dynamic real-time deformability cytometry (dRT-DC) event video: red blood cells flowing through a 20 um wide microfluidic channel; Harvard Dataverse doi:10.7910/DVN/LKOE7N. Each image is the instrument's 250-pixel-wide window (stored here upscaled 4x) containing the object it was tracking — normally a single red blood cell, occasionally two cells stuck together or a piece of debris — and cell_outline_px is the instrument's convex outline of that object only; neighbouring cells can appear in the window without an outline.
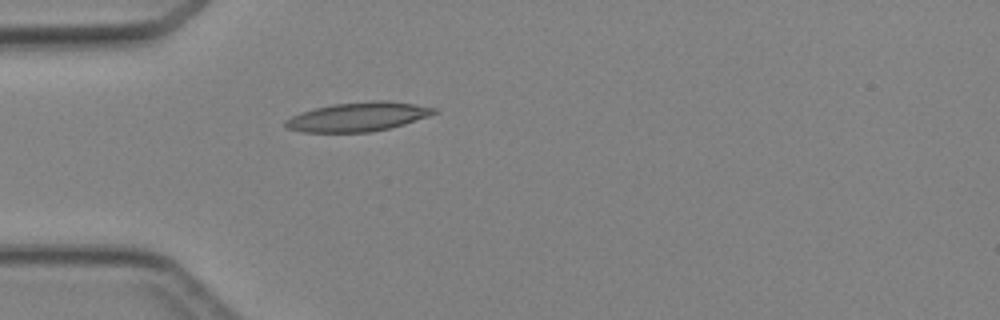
{"species": "Egyptian fruit bat (a non-hibernating species)", "species_latin": "Rousettus aegyptiacus", "temperature_condition": "cold", "stored_images_in_passage": 4, "camera_frame_rate_fps": 3000, "um_per_image_px": 0.085, "animal": {"sex": "female"}, "frame": {"image": 1, "passage_image": 4, "time_ms": 4.333, "image_size_px": [1000, 320], "cell_outline_px": [[440, 112], [404, 124], [372, 132], [300, 132], [288, 128], [284, 124], [284, 120], [300, 112], [332, 104], [372, 100], [388, 100], [416, 104], [436, 108]], "centroid_in_image_um": [30.44, 9.92], "position_along_channel_um": 54.6, "area_um2": 25.32}}